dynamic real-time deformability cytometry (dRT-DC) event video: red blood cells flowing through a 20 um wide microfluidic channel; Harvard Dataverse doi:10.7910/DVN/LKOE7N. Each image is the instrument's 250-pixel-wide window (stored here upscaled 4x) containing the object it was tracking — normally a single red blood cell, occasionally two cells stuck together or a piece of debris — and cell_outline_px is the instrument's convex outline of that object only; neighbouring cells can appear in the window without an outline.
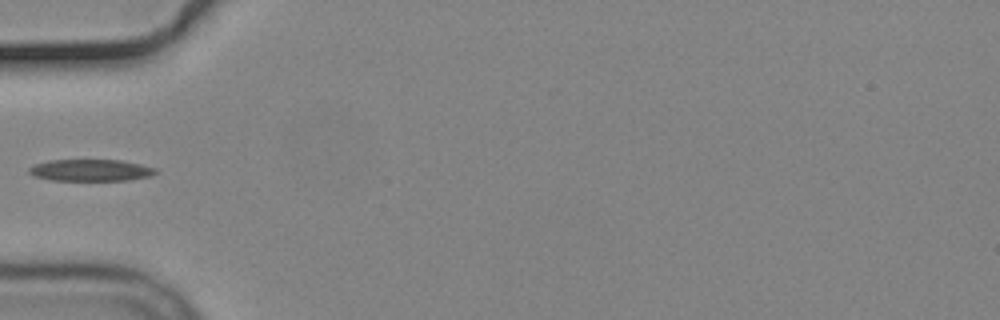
{"species": "common noctule bat (a hibernating species)", "species_latin": "Nyctalus noctula", "temperature_condition": "cold", "stored_images_in_passage": 6, "segment_of_instrument_passage": [2, 2], "camera_frame_rate_fps": 3000, "um_per_image_px": 0.085, "animal": {"sex": "male", "body_mass_g": 19.2, "forearm_length_mm": 51.8}, "frame": {"image": 1, "passage_image": 5, "time_ms": 5.667, "image_size_px": [1000, 320], "cell_outline_px": [[160, 172], [152, 176], [128, 180], [52, 180], [32, 176], [28, 172], [28, 168], [32, 164], [48, 160], [120, 160], [140, 164], [156, 168]], "centroid_in_image_um": [7.7, 14.46], "position_along_channel_um": 77.3, "area_um2": 16.24}}
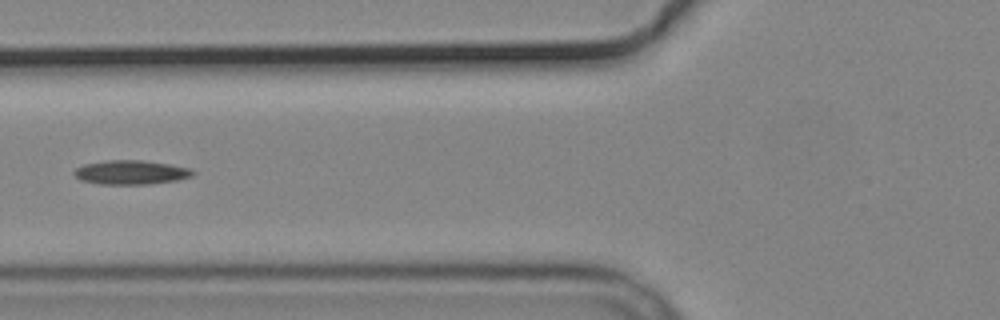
{"frame": {"image": 2, "passage_image": 6, "time_ms": 6.667, "image_size_px": [1000, 320], "cell_outline_px": [[196, 172], [192, 176], [176, 180], [148, 184], [100, 184], [80, 180], [72, 172], [76, 168], [84, 164], [108, 160], [140, 160], [168, 164], [192, 168]], "centroid_in_image_um": [11.13, 14.65], "position_along_channel_um": 114.7, "area_um2": 16.65}}